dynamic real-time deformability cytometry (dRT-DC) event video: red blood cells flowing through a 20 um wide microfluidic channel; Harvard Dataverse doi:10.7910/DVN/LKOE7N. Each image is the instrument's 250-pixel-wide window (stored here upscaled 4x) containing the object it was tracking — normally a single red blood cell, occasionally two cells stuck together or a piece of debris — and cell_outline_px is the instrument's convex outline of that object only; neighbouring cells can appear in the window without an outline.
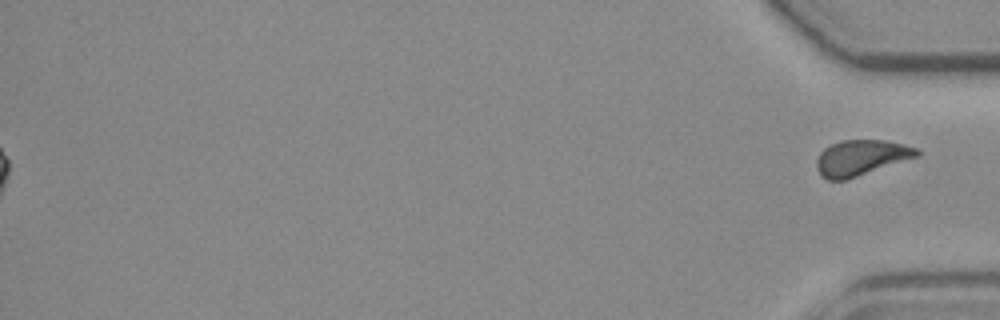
{"species": "common noctule bat (a hibernating species)", "species_latin": "Nyctalus noctula", "temperature_condition": "room temperature", "stored_images_in_passage": 56, "segment_of_instrument_passage": [2, 2], "camera_frame_rate_fps": 3000, "um_per_image_px": 0.085, "animal": {"sex": "female", "body_mass_g": 19.3, "forearm_length_mm": 54.1}, "frame": {"image": 1, "passage_image": 56, "time_ms": 18.333, "image_size_px": [1000, 320], "cell_outline_px": [[920, 156], [844, 180], [828, 180], [820, 176], [816, 168], [816, 160], [820, 152], [824, 148], [840, 140], [884, 140], [904, 144], [920, 148]], "centroid_in_image_um": [73.19, 13.4], "position_along_channel_um": 362.0, "area_um2": 20.92}}